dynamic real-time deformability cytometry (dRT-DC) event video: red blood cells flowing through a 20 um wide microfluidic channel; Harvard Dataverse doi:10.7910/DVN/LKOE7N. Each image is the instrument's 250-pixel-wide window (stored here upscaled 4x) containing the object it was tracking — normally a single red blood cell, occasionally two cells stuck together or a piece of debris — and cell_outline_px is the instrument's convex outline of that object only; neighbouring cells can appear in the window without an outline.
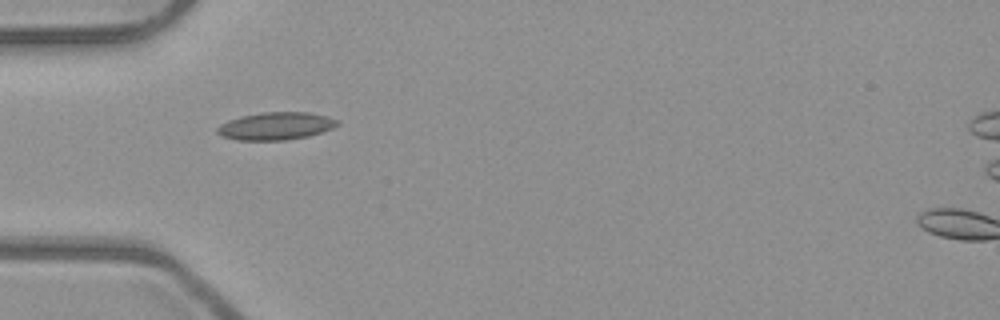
{"species": "common noctule bat (a hibernating species)", "species_latin": "Nyctalus noctula", "temperature_condition": "room temperature", "stored_images_in_passage": 37, "camera_frame_rate_fps": 3000, "um_per_image_px": 0.085, "animal": {"sex": "male", "body_mass_g": 23.1, "forearm_length_mm": 52.7}, "frame": {"image": 1, "passage_image": 1, "time_ms": 0.0, "image_size_px": [1000, 320], "cell_outline_px": [[340, 124], [332, 128], [308, 136], [288, 140], [236, 140], [220, 136], [216, 132], [216, 128], [220, 124], [228, 120], [240, 116], [260, 112], [312, 112], [328, 116], [336, 120]], "centroid_in_image_um": [23.41, 10.71], "position_along_channel_um": 61.6, "area_um2": 19.54}}
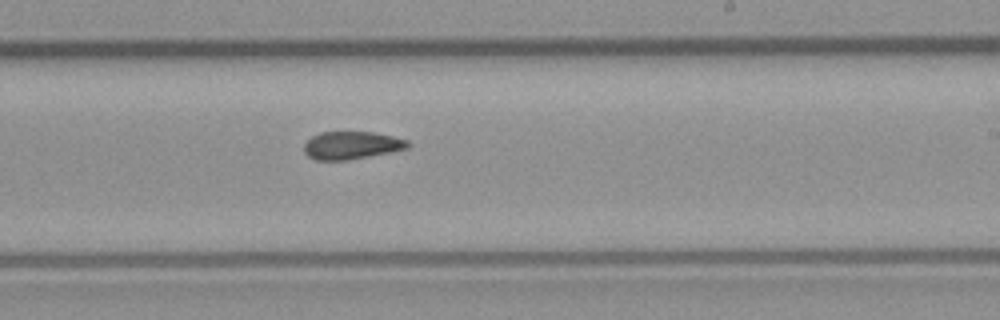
{"frame": {"image": 2, "passage_image": 16, "time_ms": 5.0, "image_size_px": [1000, 320], "cell_outline_px": [[408, 148], [392, 152], [348, 160], [316, 160], [308, 156], [304, 152], [304, 144], [312, 136], [320, 132], [372, 132], [392, 136], [408, 140]], "centroid_in_image_um": [29.87, 12.35], "position_along_channel_um": 259.1, "area_um2": 16.76}}
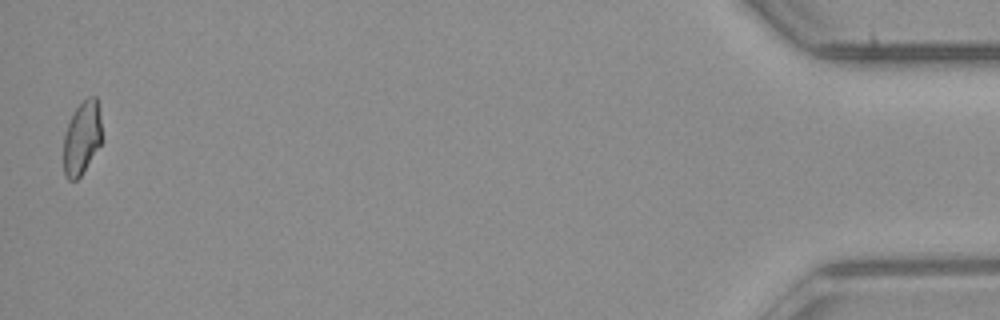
{"frame": {"image": 3, "passage_image": 36, "time_ms": 11.667, "image_size_px": [1000, 320], "cell_outline_px": [[104, 140], [80, 176], [76, 180], [68, 180], [64, 176], [64, 132], [76, 108], [88, 96], [96, 96], [100, 116]], "centroid_in_image_um": [6.99, 11.73], "position_along_channel_um": 428.2, "area_um2": 16.53}, "authors_computed_cell_mechanics": {"area_um2": 17.2822, "velocity_mm_per_s": 3.9803, "shape_relaxation_time_tau1_ms": 7.7343, "shape_relaxation_time_tau2_ms": 2.6204, "deformation_change_tau1": 0.1488, "deformation_change_tau2": 0.0913}}